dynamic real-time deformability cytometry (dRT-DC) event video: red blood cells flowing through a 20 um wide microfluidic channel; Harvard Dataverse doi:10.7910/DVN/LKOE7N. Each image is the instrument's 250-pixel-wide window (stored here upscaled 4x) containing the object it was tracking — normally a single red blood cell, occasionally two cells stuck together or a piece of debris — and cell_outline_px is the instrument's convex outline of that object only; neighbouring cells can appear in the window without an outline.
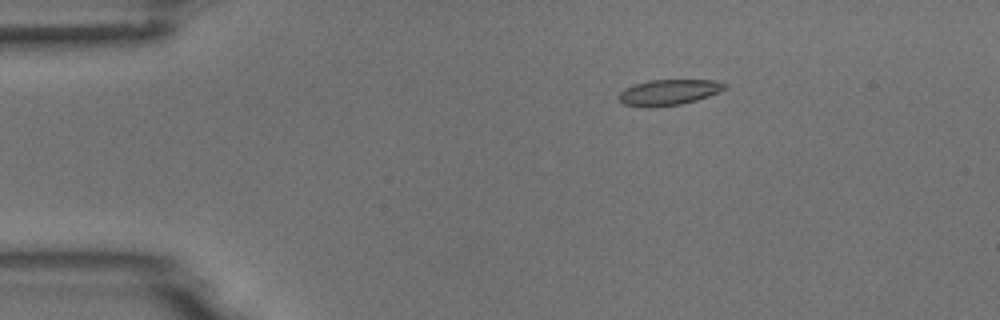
{"species": "common noctule bat (a hibernating species)", "species_latin": "Nyctalus noctula", "temperature_condition": "room temperature", "stored_images_in_passage": 6, "camera_frame_rate_fps": 3000, "um_per_image_px": 0.085, "animal": {"sex": "male", "body_mass_g": 18.8}, "frame": {"image": 1, "passage_image": 3, "time_ms": 2.333, "image_size_px": [1000, 320], "cell_outline_px": [[728, 84], [724, 88], [708, 96], [696, 100], [680, 104], [652, 108], [644, 108], [624, 104], [616, 96], [624, 88], [648, 80], [720, 80]], "centroid_in_image_um": [56.8, 7.85], "position_along_channel_um": 28.2, "area_um2": 15.95}}
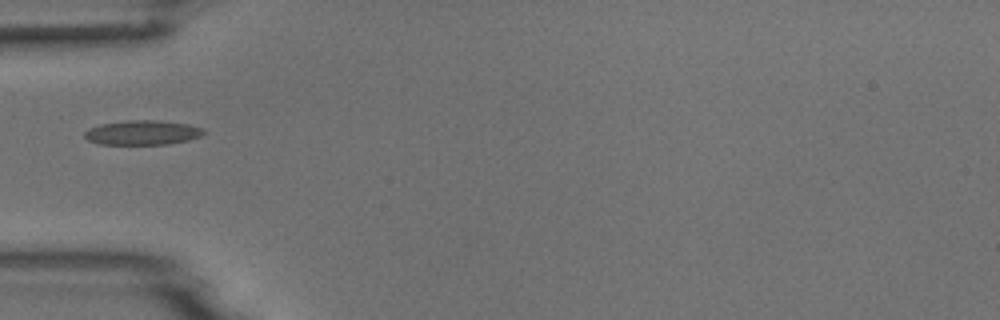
{"frame": {"image": 2, "passage_image": 5, "time_ms": 5.0, "image_size_px": [1000, 320], "cell_outline_px": [[208, 132], [200, 136], [188, 140], [168, 144], [96, 144], [88, 140], [84, 136], [84, 132], [88, 128], [100, 124], [128, 120], [156, 120], [188, 124], [204, 128]], "centroid_in_image_um": [12.11, 11.27], "position_along_channel_um": 72.9, "area_um2": 17.17}}